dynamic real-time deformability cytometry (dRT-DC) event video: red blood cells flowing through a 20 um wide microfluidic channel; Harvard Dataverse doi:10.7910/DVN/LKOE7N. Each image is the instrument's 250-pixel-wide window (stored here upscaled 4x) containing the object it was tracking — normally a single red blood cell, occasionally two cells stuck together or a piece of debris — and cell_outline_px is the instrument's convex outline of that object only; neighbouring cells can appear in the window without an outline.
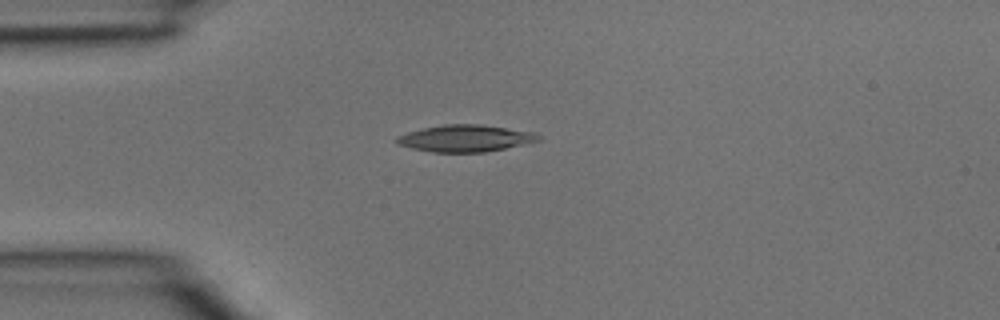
{"species": "common noctule bat (a hibernating species)", "species_latin": "Nyctalus noctula", "temperature_condition": "room temperature", "stored_images_in_passage": 1, "camera_frame_rate_fps": 3000, "um_per_image_px": 0.085, "animal": {"sex": "male", "body_mass_g": 15.6}, "frame": {"image": 1, "passage_image": 1, "time_ms": 0.0, "image_size_px": [1000, 320], "cell_outline_px": [[540, 140], [504, 148], [484, 152], [432, 152], [412, 148], [396, 144], [392, 140], [396, 136], [408, 132], [424, 128], [444, 124], [480, 124], [532, 132], [540, 136]], "centroid_in_image_um": [39.47, 11.75], "position_along_channel_um": 45.5, "area_um2": 21.96}}